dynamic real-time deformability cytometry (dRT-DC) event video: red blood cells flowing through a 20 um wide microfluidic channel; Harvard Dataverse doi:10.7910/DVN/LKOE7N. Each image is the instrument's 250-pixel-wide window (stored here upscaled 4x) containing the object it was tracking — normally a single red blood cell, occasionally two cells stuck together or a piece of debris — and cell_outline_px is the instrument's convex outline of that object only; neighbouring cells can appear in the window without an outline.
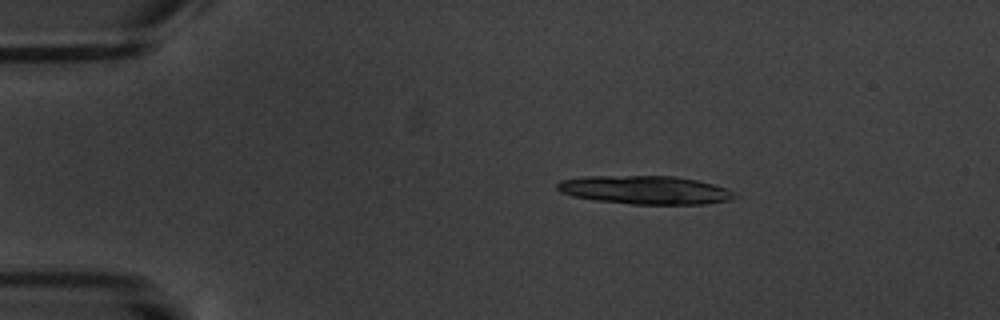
{"species": "common noctule bat (a hibernating species)", "species_latin": "Nyctalus noctula", "temperature_condition": "warm", "stored_images_in_passage": 6, "camera_frame_rate_fps": 3000, "um_per_image_px": 0.085, "animal": {"sex": "male", "body_mass_g": 20.1, "forearm_length_mm": 53.5}, "frame": {"image": 1, "passage_image": 3, "time_ms": 2.333, "image_size_px": [1000, 320], "cell_outline_px": [[740, 196], [732, 200], [704, 204], [632, 204], [596, 200], [572, 196], [560, 192], [556, 188], [556, 184], [560, 180], [584, 176], [676, 176], [696, 180], [728, 188], [736, 192]], "centroid_in_image_um": [54.88, 16.15], "position_along_channel_um": 30.1, "area_um2": 29.65}}
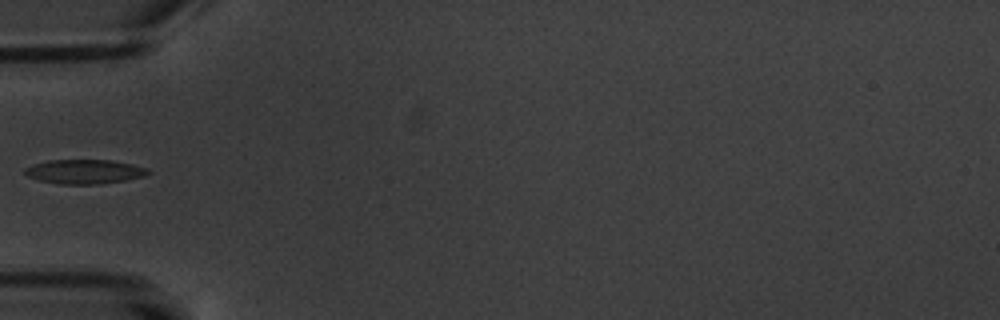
{"frame": {"image": 2, "passage_image": 5, "time_ms": 5.667, "image_size_px": [1000, 320], "cell_outline_px": [[152, 172], [144, 176], [128, 180], [100, 184], [60, 184], [40, 180], [28, 176], [24, 172], [24, 168], [48, 160], [112, 160], [132, 164], [148, 168]], "centroid_in_image_um": [7.24, 14.59], "position_along_channel_um": 77.8, "area_um2": 17.46}}